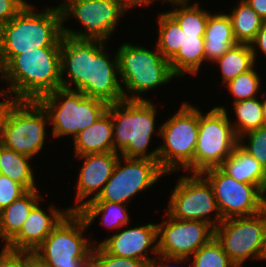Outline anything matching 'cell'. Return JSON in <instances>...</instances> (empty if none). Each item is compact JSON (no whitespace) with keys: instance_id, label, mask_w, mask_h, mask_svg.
<instances>
[{"instance_id":"50","label":"cell","mask_w":266,"mask_h":267,"mask_svg":"<svg viewBox=\"0 0 266 267\" xmlns=\"http://www.w3.org/2000/svg\"><path fill=\"white\" fill-rule=\"evenodd\" d=\"M151 1H154V0H151ZM160 1H162V2L165 1L166 3L169 2V3H171L174 6L189 2V0H160Z\"/></svg>"},{"instance_id":"52","label":"cell","mask_w":266,"mask_h":267,"mask_svg":"<svg viewBox=\"0 0 266 267\" xmlns=\"http://www.w3.org/2000/svg\"><path fill=\"white\" fill-rule=\"evenodd\" d=\"M0 69H4V66H3L2 61H1V57H0Z\"/></svg>"},{"instance_id":"19","label":"cell","mask_w":266,"mask_h":267,"mask_svg":"<svg viewBox=\"0 0 266 267\" xmlns=\"http://www.w3.org/2000/svg\"><path fill=\"white\" fill-rule=\"evenodd\" d=\"M118 152H105L75 156L84 159L79 179L77 182L76 203L74 207L68 208L70 211H78L87 201L98 197L104 185L112 176L114 167L119 158ZM95 193V194H94ZM94 195L89 200L85 198ZM85 200V202H83ZM80 201L82 203H80ZM78 203H80L78 205Z\"/></svg>"},{"instance_id":"24","label":"cell","mask_w":266,"mask_h":267,"mask_svg":"<svg viewBox=\"0 0 266 267\" xmlns=\"http://www.w3.org/2000/svg\"><path fill=\"white\" fill-rule=\"evenodd\" d=\"M37 191L39 190H28L0 211V237L3 241L9 243L20 232L31 210L43 198Z\"/></svg>"},{"instance_id":"1","label":"cell","mask_w":266,"mask_h":267,"mask_svg":"<svg viewBox=\"0 0 266 267\" xmlns=\"http://www.w3.org/2000/svg\"><path fill=\"white\" fill-rule=\"evenodd\" d=\"M26 4L9 22L0 26V57L3 66L15 55L38 48H60L62 15L51 10L35 13Z\"/></svg>"},{"instance_id":"6","label":"cell","mask_w":266,"mask_h":267,"mask_svg":"<svg viewBox=\"0 0 266 267\" xmlns=\"http://www.w3.org/2000/svg\"><path fill=\"white\" fill-rule=\"evenodd\" d=\"M62 98L64 100L61 103ZM37 101L48 114L55 138L65 135L75 138L81 131L93 125L108 108L104 101L64 88L44 95Z\"/></svg>"},{"instance_id":"32","label":"cell","mask_w":266,"mask_h":267,"mask_svg":"<svg viewBox=\"0 0 266 267\" xmlns=\"http://www.w3.org/2000/svg\"><path fill=\"white\" fill-rule=\"evenodd\" d=\"M177 6H181V8H175L168 13L178 22L182 31L205 35L206 25L211 13L201 9L197 3L193 5L184 3Z\"/></svg>"},{"instance_id":"16","label":"cell","mask_w":266,"mask_h":267,"mask_svg":"<svg viewBox=\"0 0 266 267\" xmlns=\"http://www.w3.org/2000/svg\"><path fill=\"white\" fill-rule=\"evenodd\" d=\"M103 40H93V57H90L89 97L104 101L107 105L126 100V93L119 83L117 54L110 61ZM117 75V76H116Z\"/></svg>"},{"instance_id":"39","label":"cell","mask_w":266,"mask_h":267,"mask_svg":"<svg viewBox=\"0 0 266 267\" xmlns=\"http://www.w3.org/2000/svg\"><path fill=\"white\" fill-rule=\"evenodd\" d=\"M25 251L12 250L0 263V267H24Z\"/></svg>"},{"instance_id":"12","label":"cell","mask_w":266,"mask_h":267,"mask_svg":"<svg viewBox=\"0 0 266 267\" xmlns=\"http://www.w3.org/2000/svg\"><path fill=\"white\" fill-rule=\"evenodd\" d=\"M190 176L178 179L167 213L175 219L207 222L215 229L223 219L212 186L201 174ZM213 211L217 212L215 220L209 217L210 214L213 215Z\"/></svg>"},{"instance_id":"38","label":"cell","mask_w":266,"mask_h":267,"mask_svg":"<svg viewBox=\"0 0 266 267\" xmlns=\"http://www.w3.org/2000/svg\"><path fill=\"white\" fill-rule=\"evenodd\" d=\"M25 5L23 0H0V26L14 18Z\"/></svg>"},{"instance_id":"4","label":"cell","mask_w":266,"mask_h":267,"mask_svg":"<svg viewBox=\"0 0 266 267\" xmlns=\"http://www.w3.org/2000/svg\"><path fill=\"white\" fill-rule=\"evenodd\" d=\"M123 43L117 50L119 76L125 89L133 96L126 100H149L139 94L148 92L157 86L171 81L173 74L169 60L158 51Z\"/></svg>"},{"instance_id":"17","label":"cell","mask_w":266,"mask_h":267,"mask_svg":"<svg viewBox=\"0 0 266 267\" xmlns=\"http://www.w3.org/2000/svg\"><path fill=\"white\" fill-rule=\"evenodd\" d=\"M90 57H93V40L63 35L60 47L61 88L79 91L89 97ZM65 71L68 79L63 77ZM73 83L75 89L71 87Z\"/></svg>"},{"instance_id":"11","label":"cell","mask_w":266,"mask_h":267,"mask_svg":"<svg viewBox=\"0 0 266 267\" xmlns=\"http://www.w3.org/2000/svg\"><path fill=\"white\" fill-rule=\"evenodd\" d=\"M201 175L212 186L223 220L255 215L266 208V194L257 185L238 182L220 167L205 170Z\"/></svg>"},{"instance_id":"48","label":"cell","mask_w":266,"mask_h":267,"mask_svg":"<svg viewBox=\"0 0 266 267\" xmlns=\"http://www.w3.org/2000/svg\"><path fill=\"white\" fill-rule=\"evenodd\" d=\"M12 106V104H0V136L2 131L3 122L5 116L8 112V109Z\"/></svg>"},{"instance_id":"23","label":"cell","mask_w":266,"mask_h":267,"mask_svg":"<svg viewBox=\"0 0 266 267\" xmlns=\"http://www.w3.org/2000/svg\"><path fill=\"white\" fill-rule=\"evenodd\" d=\"M205 61L214 62L237 44L228 14L209 15L205 35Z\"/></svg>"},{"instance_id":"53","label":"cell","mask_w":266,"mask_h":267,"mask_svg":"<svg viewBox=\"0 0 266 267\" xmlns=\"http://www.w3.org/2000/svg\"><path fill=\"white\" fill-rule=\"evenodd\" d=\"M264 260H266V248H265V253H264Z\"/></svg>"},{"instance_id":"7","label":"cell","mask_w":266,"mask_h":267,"mask_svg":"<svg viewBox=\"0 0 266 267\" xmlns=\"http://www.w3.org/2000/svg\"><path fill=\"white\" fill-rule=\"evenodd\" d=\"M48 114L38 101L16 100L5 116L0 144L33 157L42 150Z\"/></svg>"},{"instance_id":"30","label":"cell","mask_w":266,"mask_h":267,"mask_svg":"<svg viewBox=\"0 0 266 267\" xmlns=\"http://www.w3.org/2000/svg\"><path fill=\"white\" fill-rule=\"evenodd\" d=\"M158 28L156 47L164 58L170 60L181 48V28L168 12L160 13Z\"/></svg>"},{"instance_id":"14","label":"cell","mask_w":266,"mask_h":267,"mask_svg":"<svg viewBox=\"0 0 266 267\" xmlns=\"http://www.w3.org/2000/svg\"><path fill=\"white\" fill-rule=\"evenodd\" d=\"M124 12L116 0H84L62 14V23L73 16L87 31L79 32L62 25L63 35L75 39L107 41Z\"/></svg>"},{"instance_id":"21","label":"cell","mask_w":266,"mask_h":267,"mask_svg":"<svg viewBox=\"0 0 266 267\" xmlns=\"http://www.w3.org/2000/svg\"><path fill=\"white\" fill-rule=\"evenodd\" d=\"M75 156L114 152L111 113L106 110L97 121L73 138Z\"/></svg>"},{"instance_id":"41","label":"cell","mask_w":266,"mask_h":267,"mask_svg":"<svg viewBox=\"0 0 266 267\" xmlns=\"http://www.w3.org/2000/svg\"><path fill=\"white\" fill-rule=\"evenodd\" d=\"M158 255H159L158 257L161 258L162 260L159 259L158 262H156L157 258L153 257V260L149 264L150 267H170V261H172V263L179 264V262H185L186 259H188L187 257H170L162 254ZM160 261L163 263H161Z\"/></svg>"},{"instance_id":"29","label":"cell","mask_w":266,"mask_h":267,"mask_svg":"<svg viewBox=\"0 0 266 267\" xmlns=\"http://www.w3.org/2000/svg\"><path fill=\"white\" fill-rule=\"evenodd\" d=\"M215 62L220 65L224 84L251 70L255 63L252 48L247 43H237Z\"/></svg>"},{"instance_id":"28","label":"cell","mask_w":266,"mask_h":267,"mask_svg":"<svg viewBox=\"0 0 266 267\" xmlns=\"http://www.w3.org/2000/svg\"><path fill=\"white\" fill-rule=\"evenodd\" d=\"M228 16L237 43L250 44L265 23L245 0H240L239 5Z\"/></svg>"},{"instance_id":"15","label":"cell","mask_w":266,"mask_h":267,"mask_svg":"<svg viewBox=\"0 0 266 267\" xmlns=\"http://www.w3.org/2000/svg\"><path fill=\"white\" fill-rule=\"evenodd\" d=\"M158 223V252L170 257H191L214 237V228L207 222L180 220L171 217Z\"/></svg>"},{"instance_id":"43","label":"cell","mask_w":266,"mask_h":267,"mask_svg":"<svg viewBox=\"0 0 266 267\" xmlns=\"http://www.w3.org/2000/svg\"><path fill=\"white\" fill-rule=\"evenodd\" d=\"M24 267H48V266L32 252L25 251Z\"/></svg>"},{"instance_id":"25","label":"cell","mask_w":266,"mask_h":267,"mask_svg":"<svg viewBox=\"0 0 266 267\" xmlns=\"http://www.w3.org/2000/svg\"><path fill=\"white\" fill-rule=\"evenodd\" d=\"M203 61H205L204 35L184 33L181 29V48L169 60L173 74L176 77H184L188 73L196 75Z\"/></svg>"},{"instance_id":"13","label":"cell","mask_w":266,"mask_h":267,"mask_svg":"<svg viewBox=\"0 0 266 267\" xmlns=\"http://www.w3.org/2000/svg\"><path fill=\"white\" fill-rule=\"evenodd\" d=\"M114 167L112 176L104 185L102 192L91 201H109L125 204L137 193L150 188L166 173L158 160L147 158H127L122 156Z\"/></svg>"},{"instance_id":"34","label":"cell","mask_w":266,"mask_h":267,"mask_svg":"<svg viewBox=\"0 0 266 267\" xmlns=\"http://www.w3.org/2000/svg\"><path fill=\"white\" fill-rule=\"evenodd\" d=\"M259 75L254 67L246 73L240 74L235 79L226 83L235 97L234 102L256 98L260 85Z\"/></svg>"},{"instance_id":"44","label":"cell","mask_w":266,"mask_h":267,"mask_svg":"<svg viewBox=\"0 0 266 267\" xmlns=\"http://www.w3.org/2000/svg\"><path fill=\"white\" fill-rule=\"evenodd\" d=\"M76 267H99L97 261V254L92 251L84 259L80 260Z\"/></svg>"},{"instance_id":"22","label":"cell","mask_w":266,"mask_h":267,"mask_svg":"<svg viewBox=\"0 0 266 267\" xmlns=\"http://www.w3.org/2000/svg\"><path fill=\"white\" fill-rule=\"evenodd\" d=\"M220 168L238 182L257 185L266 194V170L238 144Z\"/></svg>"},{"instance_id":"2","label":"cell","mask_w":266,"mask_h":267,"mask_svg":"<svg viewBox=\"0 0 266 267\" xmlns=\"http://www.w3.org/2000/svg\"><path fill=\"white\" fill-rule=\"evenodd\" d=\"M10 96L37 101L61 88L60 48H38L13 56L5 65ZM13 93V94H12Z\"/></svg>"},{"instance_id":"27","label":"cell","mask_w":266,"mask_h":267,"mask_svg":"<svg viewBox=\"0 0 266 267\" xmlns=\"http://www.w3.org/2000/svg\"><path fill=\"white\" fill-rule=\"evenodd\" d=\"M30 159L31 157L0 144V174L8 176L27 190L37 189L32 167L29 165Z\"/></svg>"},{"instance_id":"37","label":"cell","mask_w":266,"mask_h":267,"mask_svg":"<svg viewBox=\"0 0 266 267\" xmlns=\"http://www.w3.org/2000/svg\"><path fill=\"white\" fill-rule=\"evenodd\" d=\"M27 191L23 185L11 180L8 176L0 174V211L7 208Z\"/></svg>"},{"instance_id":"51","label":"cell","mask_w":266,"mask_h":267,"mask_svg":"<svg viewBox=\"0 0 266 267\" xmlns=\"http://www.w3.org/2000/svg\"><path fill=\"white\" fill-rule=\"evenodd\" d=\"M263 110V126L266 127V98L261 101Z\"/></svg>"},{"instance_id":"33","label":"cell","mask_w":266,"mask_h":267,"mask_svg":"<svg viewBox=\"0 0 266 267\" xmlns=\"http://www.w3.org/2000/svg\"><path fill=\"white\" fill-rule=\"evenodd\" d=\"M192 256V267H237L215 237L201 246Z\"/></svg>"},{"instance_id":"42","label":"cell","mask_w":266,"mask_h":267,"mask_svg":"<svg viewBox=\"0 0 266 267\" xmlns=\"http://www.w3.org/2000/svg\"><path fill=\"white\" fill-rule=\"evenodd\" d=\"M245 1L266 22V0H245Z\"/></svg>"},{"instance_id":"26","label":"cell","mask_w":266,"mask_h":267,"mask_svg":"<svg viewBox=\"0 0 266 267\" xmlns=\"http://www.w3.org/2000/svg\"><path fill=\"white\" fill-rule=\"evenodd\" d=\"M126 206V204L109 201H87L77 212L84 218L88 227L95 217L102 214L103 225L119 229L130 223Z\"/></svg>"},{"instance_id":"35","label":"cell","mask_w":266,"mask_h":267,"mask_svg":"<svg viewBox=\"0 0 266 267\" xmlns=\"http://www.w3.org/2000/svg\"><path fill=\"white\" fill-rule=\"evenodd\" d=\"M246 135H248L247 145L242 142ZM239 144L266 170V127L263 126L244 133L239 137Z\"/></svg>"},{"instance_id":"36","label":"cell","mask_w":266,"mask_h":267,"mask_svg":"<svg viewBox=\"0 0 266 267\" xmlns=\"http://www.w3.org/2000/svg\"><path fill=\"white\" fill-rule=\"evenodd\" d=\"M93 251L97 254L99 267H147L148 265L141 260L114 256L108 253L100 244Z\"/></svg>"},{"instance_id":"40","label":"cell","mask_w":266,"mask_h":267,"mask_svg":"<svg viewBox=\"0 0 266 267\" xmlns=\"http://www.w3.org/2000/svg\"><path fill=\"white\" fill-rule=\"evenodd\" d=\"M254 45L257 46V48L260 49L261 52H263V55L266 56V22L262 25V27L257 32L255 39L250 43V46L253 51L254 61H255L257 57L256 56L257 53H256V48Z\"/></svg>"},{"instance_id":"3","label":"cell","mask_w":266,"mask_h":267,"mask_svg":"<svg viewBox=\"0 0 266 267\" xmlns=\"http://www.w3.org/2000/svg\"><path fill=\"white\" fill-rule=\"evenodd\" d=\"M107 110L112 116L114 152L127 158L158 160V147L147 152L157 112L150 100H122L108 105Z\"/></svg>"},{"instance_id":"5","label":"cell","mask_w":266,"mask_h":267,"mask_svg":"<svg viewBox=\"0 0 266 267\" xmlns=\"http://www.w3.org/2000/svg\"><path fill=\"white\" fill-rule=\"evenodd\" d=\"M198 130L199 110L186 102L176 114L160 126L158 134L164 143L158 147V163L166 174L181 167L193 171L194 174V151Z\"/></svg>"},{"instance_id":"8","label":"cell","mask_w":266,"mask_h":267,"mask_svg":"<svg viewBox=\"0 0 266 267\" xmlns=\"http://www.w3.org/2000/svg\"><path fill=\"white\" fill-rule=\"evenodd\" d=\"M227 110L215 106L207 114L199 111L198 138L194 151V174L220 167L239 144Z\"/></svg>"},{"instance_id":"46","label":"cell","mask_w":266,"mask_h":267,"mask_svg":"<svg viewBox=\"0 0 266 267\" xmlns=\"http://www.w3.org/2000/svg\"><path fill=\"white\" fill-rule=\"evenodd\" d=\"M65 1V0H64ZM84 0H67L63 4L59 6H55L54 8H47L48 10L54 11L55 13L62 15L66 10H68L71 6L74 4H77L79 2H83Z\"/></svg>"},{"instance_id":"18","label":"cell","mask_w":266,"mask_h":267,"mask_svg":"<svg viewBox=\"0 0 266 267\" xmlns=\"http://www.w3.org/2000/svg\"><path fill=\"white\" fill-rule=\"evenodd\" d=\"M155 240H158L157 224L149 223L113 234L97 244L114 256L141 260L149 266L153 260L147 256L149 247L155 255L159 254L158 241Z\"/></svg>"},{"instance_id":"10","label":"cell","mask_w":266,"mask_h":267,"mask_svg":"<svg viewBox=\"0 0 266 267\" xmlns=\"http://www.w3.org/2000/svg\"><path fill=\"white\" fill-rule=\"evenodd\" d=\"M88 228L77 211H70L32 253L48 267H76L93 251L94 244L82 237Z\"/></svg>"},{"instance_id":"45","label":"cell","mask_w":266,"mask_h":267,"mask_svg":"<svg viewBox=\"0 0 266 267\" xmlns=\"http://www.w3.org/2000/svg\"><path fill=\"white\" fill-rule=\"evenodd\" d=\"M116 1L121 5V7L125 11L131 7L134 8L135 6L138 5L148 6L152 3L151 0H116Z\"/></svg>"},{"instance_id":"49","label":"cell","mask_w":266,"mask_h":267,"mask_svg":"<svg viewBox=\"0 0 266 267\" xmlns=\"http://www.w3.org/2000/svg\"><path fill=\"white\" fill-rule=\"evenodd\" d=\"M12 250L13 249L11 248L9 243L8 242H4V247L2 248V251L0 252V263Z\"/></svg>"},{"instance_id":"9","label":"cell","mask_w":266,"mask_h":267,"mask_svg":"<svg viewBox=\"0 0 266 267\" xmlns=\"http://www.w3.org/2000/svg\"><path fill=\"white\" fill-rule=\"evenodd\" d=\"M214 237L237 266L249 258H264L266 248V208L244 217L222 220L214 229Z\"/></svg>"},{"instance_id":"47","label":"cell","mask_w":266,"mask_h":267,"mask_svg":"<svg viewBox=\"0 0 266 267\" xmlns=\"http://www.w3.org/2000/svg\"><path fill=\"white\" fill-rule=\"evenodd\" d=\"M2 79V82L3 81H7L6 80V75H5V69H0V80ZM8 92H9V94H10V90L8 89L7 91H1L0 92V96L1 95H4V96H8ZM16 100L14 99V97L13 96H11V98L10 97H8V98H6V100L4 99L3 101H1L0 102V104H13L14 102H15Z\"/></svg>"},{"instance_id":"20","label":"cell","mask_w":266,"mask_h":267,"mask_svg":"<svg viewBox=\"0 0 266 267\" xmlns=\"http://www.w3.org/2000/svg\"><path fill=\"white\" fill-rule=\"evenodd\" d=\"M38 205L31 210L20 232L9 242L13 250L33 252L70 212L69 209L60 211L50 206V215Z\"/></svg>"},{"instance_id":"31","label":"cell","mask_w":266,"mask_h":267,"mask_svg":"<svg viewBox=\"0 0 266 267\" xmlns=\"http://www.w3.org/2000/svg\"><path fill=\"white\" fill-rule=\"evenodd\" d=\"M237 123L232 124L238 137L244 133L263 127L262 103L256 98L233 102Z\"/></svg>"}]
</instances>
